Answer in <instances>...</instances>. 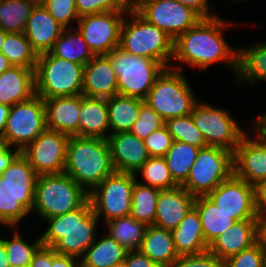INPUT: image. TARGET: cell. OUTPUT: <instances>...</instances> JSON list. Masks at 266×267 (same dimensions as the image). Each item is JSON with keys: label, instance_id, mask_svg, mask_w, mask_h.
<instances>
[{"label": "cell", "instance_id": "37", "mask_svg": "<svg viewBox=\"0 0 266 267\" xmlns=\"http://www.w3.org/2000/svg\"><path fill=\"white\" fill-rule=\"evenodd\" d=\"M160 189L135 181L131 197L130 216L147 225H154Z\"/></svg>", "mask_w": 266, "mask_h": 267}, {"label": "cell", "instance_id": "28", "mask_svg": "<svg viewBox=\"0 0 266 267\" xmlns=\"http://www.w3.org/2000/svg\"><path fill=\"white\" fill-rule=\"evenodd\" d=\"M139 250L160 267H171L179 257L171 230L148 225Z\"/></svg>", "mask_w": 266, "mask_h": 267}, {"label": "cell", "instance_id": "23", "mask_svg": "<svg viewBox=\"0 0 266 267\" xmlns=\"http://www.w3.org/2000/svg\"><path fill=\"white\" fill-rule=\"evenodd\" d=\"M46 129L78 136L81 94L44 99Z\"/></svg>", "mask_w": 266, "mask_h": 267}, {"label": "cell", "instance_id": "12", "mask_svg": "<svg viewBox=\"0 0 266 267\" xmlns=\"http://www.w3.org/2000/svg\"><path fill=\"white\" fill-rule=\"evenodd\" d=\"M136 177L134 173L114 171L89 193L88 198L98 218L103 213L107 222L130 215Z\"/></svg>", "mask_w": 266, "mask_h": 267}, {"label": "cell", "instance_id": "18", "mask_svg": "<svg viewBox=\"0 0 266 267\" xmlns=\"http://www.w3.org/2000/svg\"><path fill=\"white\" fill-rule=\"evenodd\" d=\"M257 139L243 136L233 153L234 175L256 186L266 178V129L255 120Z\"/></svg>", "mask_w": 266, "mask_h": 267}, {"label": "cell", "instance_id": "59", "mask_svg": "<svg viewBox=\"0 0 266 267\" xmlns=\"http://www.w3.org/2000/svg\"><path fill=\"white\" fill-rule=\"evenodd\" d=\"M7 34H8L7 32L3 31V30L0 28V53H1L2 46H3L4 42H5V38H6V35H7Z\"/></svg>", "mask_w": 266, "mask_h": 267}, {"label": "cell", "instance_id": "47", "mask_svg": "<svg viewBox=\"0 0 266 267\" xmlns=\"http://www.w3.org/2000/svg\"><path fill=\"white\" fill-rule=\"evenodd\" d=\"M171 267H224V261L207 250L199 254L179 256Z\"/></svg>", "mask_w": 266, "mask_h": 267}, {"label": "cell", "instance_id": "46", "mask_svg": "<svg viewBox=\"0 0 266 267\" xmlns=\"http://www.w3.org/2000/svg\"><path fill=\"white\" fill-rule=\"evenodd\" d=\"M143 141L150 157H164L174 142L165 125L153 131Z\"/></svg>", "mask_w": 266, "mask_h": 267}, {"label": "cell", "instance_id": "9", "mask_svg": "<svg viewBox=\"0 0 266 267\" xmlns=\"http://www.w3.org/2000/svg\"><path fill=\"white\" fill-rule=\"evenodd\" d=\"M117 76L118 94L145 99L165 67L150 58L135 56L120 47L106 54Z\"/></svg>", "mask_w": 266, "mask_h": 267}, {"label": "cell", "instance_id": "55", "mask_svg": "<svg viewBox=\"0 0 266 267\" xmlns=\"http://www.w3.org/2000/svg\"><path fill=\"white\" fill-rule=\"evenodd\" d=\"M11 106L0 104V136L3 134Z\"/></svg>", "mask_w": 266, "mask_h": 267}, {"label": "cell", "instance_id": "19", "mask_svg": "<svg viewBox=\"0 0 266 267\" xmlns=\"http://www.w3.org/2000/svg\"><path fill=\"white\" fill-rule=\"evenodd\" d=\"M107 141L115 171L135 174L150 158L143 139L130 132L110 134Z\"/></svg>", "mask_w": 266, "mask_h": 267}, {"label": "cell", "instance_id": "26", "mask_svg": "<svg viewBox=\"0 0 266 267\" xmlns=\"http://www.w3.org/2000/svg\"><path fill=\"white\" fill-rule=\"evenodd\" d=\"M109 117L107 99L91 98L81 94V111L79 114L78 137L106 139Z\"/></svg>", "mask_w": 266, "mask_h": 267}, {"label": "cell", "instance_id": "29", "mask_svg": "<svg viewBox=\"0 0 266 267\" xmlns=\"http://www.w3.org/2000/svg\"><path fill=\"white\" fill-rule=\"evenodd\" d=\"M143 99L114 95L107 99L110 134L129 132L137 121Z\"/></svg>", "mask_w": 266, "mask_h": 267}, {"label": "cell", "instance_id": "2", "mask_svg": "<svg viewBox=\"0 0 266 267\" xmlns=\"http://www.w3.org/2000/svg\"><path fill=\"white\" fill-rule=\"evenodd\" d=\"M98 219L88 198L73 211L45 219L49 228L40 236L42 245L60 255L80 258L95 242Z\"/></svg>", "mask_w": 266, "mask_h": 267}, {"label": "cell", "instance_id": "13", "mask_svg": "<svg viewBox=\"0 0 266 267\" xmlns=\"http://www.w3.org/2000/svg\"><path fill=\"white\" fill-rule=\"evenodd\" d=\"M191 115L207 146L220 147L234 153L246 134L227 110L197 102Z\"/></svg>", "mask_w": 266, "mask_h": 267}, {"label": "cell", "instance_id": "15", "mask_svg": "<svg viewBox=\"0 0 266 267\" xmlns=\"http://www.w3.org/2000/svg\"><path fill=\"white\" fill-rule=\"evenodd\" d=\"M69 138L66 134L45 129L21 150V154L38 175L62 173L65 170Z\"/></svg>", "mask_w": 266, "mask_h": 267}, {"label": "cell", "instance_id": "38", "mask_svg": "<svg viewBox=\"0 0 266 267\" xmlns=\"http://www.w3.org/2000/svg\"><path fill=\"white\" fill-rule=\"evenodd\" d=\"M1 53L10 61L12 66L36 68L38 55L32 49L24 33H8Z\"/></svg>", "mask_w": 266, "mask_h": 267}, {"label": "cell", "instance_id": "16", "mask_svg": "<svg viewBox=\"0 0 266 267\" xmlns=\"http://www.w3.org/2000/svg\"><path fill=\"white\" fill-rule=\"evenodd\" d=\"M224 213L236 221L258 219L255 186L234 174L207 195Z\"/></svg>", "mask_w": 266, "mask_h": 267}, {"label": "cell", "instance_id": "40", "mask_svg": "<svg viewBox=\"0 0 266 267\" xmlns=\"http://www.w3.org/2000/svg\"><path fill=\"white\" fill-rule=\"evenodd\" d=\"M174 141H181L198 148L207 147L202 132L195 126L192 115L169 118L164 124Z\"/></svg>", "mask_w": 266, "mask_h": 267}, {"label": "cell", "instance_id": "10", "mask_svg": "<svg viewBox=\"0 0 266 267\" xmlns=\"http://www.w3.org/2000/svg\"><path fill=\"white\" fill-rule=\"evenodd\" d=\"M233 174V152L207 146L199 150L188 178L181 186L195 197L207 196Z\"/></svg>", "mask_w": 266, "mask_h": 267}, {"label": "cell", "instance_id": "48", "mask_svg": "<svg viewBox=\"0 0 266 267\" xmlns=\"http://www.w3.org/2000/svg\"><path fill=\"white\" fill-rule=\"evenodd\" d=\"M53 248L41 245L33 255L29 267H52Z\"/></svg>", "mask_w": 266, "mask_h": 267}, {"label": "cell", "instance_id": "57", "mask_svg": "<svg viewBox=\"0 0 266 267\" xmlns=\"http://www.w3.org/2000/svg\"><path fill=\"white\" fill-rule=\"evenodd\" d=\"M11 67L12 65L10 61L2 53H0V74Z\"/></svg>", "mask_w": 266, "mask_h": 267}, {"label": "cell", "instance_id": "56", "mask_svg": "<svg viewBox=\"0 0 266 267\" xmlns=\"http://www.w3.org/2000/svg\"><path fill=\"white\" fill-rule=\"evenodd\" d=\"M0 267H11L7 259V252L4 246V239H0Z\"/></svg>", "mask_w": 266, "mask_h": 267}, {"label": "cell", "instance_id": "35", "mask_svg": "<svg viewBox=\"0 0 266 267\" xmlns=\"http://www.w3.org/2000/svg\"><path fill=\"white\" fill-rule=\"evenodd\" d=\"M39 0H0V28L7 33H24L27 20Z\"/></svg>", "mask_w": 266, "mask_h": 267}, {"label": "cell", "instance_id": "7", "mask_svg": "<svg viewBox=\"0 0 266 267\" xmlns=\"http://www.w3.org/2000/svg\"><path fill=\"white\" fill-rule=\"evenodd\" d=\"M181 70V66L174 65L165 68L144 99L164 121L190 115L198 101Z\"/></svg>", "mask_w": 266, "mask_h": 267}, {"label": "cell", "instance_id": "45", "mask_svg": "<svg viewBox=\"0 0 266 267\" xmlns=\"http://www.w3.org/2000/svg\"><path fill=\"white\" fill-rule=\"evenodd\" d=\"M78 16L100 14L105 12H128L120 0H76Z\"/></svg>", "mask_w": 266, "mask_h": 267}, {"label": "cell", "instance_id": "53", "mask_svg": "<svg viewBox=\"0 0 266 267\" xmlns=\"http://www.w3.org/2000/svg\"><path fill=\"white\" fill-rule=\"evenodd\" d=\"M70 255H60L53 249V262L52 267H80V260Z\"/></svg>", "mask_w": 266, "mask_h": 267}, {"label": "cell", "instance_id": "60", "mask_svg": "<svg viewBox=\"0 0 266 267\" xmlns=\"http://www.w3.org/2000/svg\"><path fill=\"white\" fill-rule=\"evenodd\" d=\"M257 121L266 129V113L259 115Z\"/></svg>", "mask_w": 266, "mask_h": 267}, {"label": "cell", "instance_id": "36", "mask_svg": "<svg viewBox=\"0 0 266 267\" xmlns=\"http://www.w3.org/2000/svg\"><path fill=\"white\" fill-rule=\"evenodd\" d=\"M200 148L190 144L174 141L164 156L173 180L182 185L190 173Z\"/></svg>", "mask_w": 266, "mask_h": 267}, {"label": "cell", "instance_id": "14", "mask_svg": "<svg viewBox=\"0 0 266 267\" xmlns=\"http://www.w3.org/2000/svg\"><path fill=\"white\" fill-rule=\"evenodd\" d=\"M135 10L173 40L202 20L194 10L175 0H143Z\"/></svg>", "mask_w": 266, "mask_h": 267}, {"label": "cell", "instance_id": "32", "mask_svg": "<svg viewBox=\"0 0 266 267\" xmlns=\"http://www.w3.org/2000/svg\"><path fill=\"white\" fill-rule=\"evenodd\" d=\"M236 78L238 83L240 81L242 83L240 79H243L250 82L252 86L258 81H266V42L238 48Z\"/></svg>", "mask_w": 266, "mask_h": 267}, {"label": "cell", "instance_id": "4", "mask_svg": "<svg viewBox=\"0 0 266 267\" xmlns=\"http://www.w3.org/2000/svg\"><path fill=\"white\" fill-rule=\"evenodd\" d=\"M38 176L21 153L0 174V225L15 227L31 214Z\"/></svg>", "mask_w": 266, "mask_h": 267}, {"label": "cell", "instance_id": "27", "mask_svg": "<svg viewBox=\"0 0 266 267\" xmlns=\"http://www.w3.org/2000/svg\"><path fill=\"white\" fill-rule=\"evenodd\" d=\"M171 232L179 256L199 254L208 250L209 245L204 239L200 216L195 207L189 210Z\"/></svg>", "mask_w": 266, "mask_h": 267}, {"label": "cell", "instance_id": "5", "mask_svg": "<svg viewBox=\"0 0 266 267\" xmlns=\"http://www.w3.org/2000/svg\"><path fill=\"white\" fill-rule=\"evenodd\" d=\"M124 18L119 47L135 56L150 58L170 68L174 55V40L163 30L144 19L135 9H129Z\"/></svg>", "mask_w": 266, "mask_h": 267}, {"label": "cell", "instance_id": "61", "mask_svg": "<svg viewBox=\"0 0 266 267\" xmlns=\"http://www.w3.org/2000/svg\"><path fill=\"white\" fill-rule=\"evenodd\" d=\"M111 267H127V265H126V262L123 261V262H120V263H118V264H114V265L111 266Z\"/></svg>", "mask_w": 266, "mask_h": 267}, {"label": "cell", "instance_id": "39", "mask_svg": "<svg viewBox=\"0 0 266 267\" xmlns=\"http://www.w3.org/2000/svg\"><path fill=\"white\" fill-rule=\"evenodd\" d=\"M142 174L146 181L144 185L160 190L171 189L178 184L173 180L164 157H150L135 173Z\"/></svg>", "mask_w": 266, "mask_h": 267}, {"label": "cell", "instance_id": "54", "mask_svg": "<svg viewBox=\"0 0 266 267\" xmlns=\"http://www.w3.org/2000/svg\"><path fill=\"white\" fill-rule=\"evenodd\" d=\"M257 240L266 253V216L258 217V234Z\"/></svg>", "mask_w": 266, "mask_h": 267}, {"label": "cell", "instance_id": "11", "mask_svg": "<svg viewBox=\"0 0 266 267\" xmlns=\"http://www.w3.org/2000/svg\"><path fill=\"white\" fill-rule=\"evenodd\" d=\"M46 129L44 99L38 95L11 106L0 143L20 151Z\"/></svg>", "mask_w": 266, "mask_h": 267}, {"label": "cell", "instance_id": "30", "mask_svg": "<svg viewBox=\"0 0 266 267\" xmlns=\"http://www.w3.org/2000/svg\"><path fill=\"white\" fill-rule=\"evenodd\" d=\"M194 207L199 213L204 239L208 245L236 222L232 215L220 210L208 196H197Z\"/></svg>", "mask_w": 266, "mask_h": 267}, {"label": "cell", "instance_id": "6", "mask_svg": "<svg viewBox=\"0 0 266 267\" xmlns=\"http://www.w3.org/2000/svg\"><path fill=\"white\" fill-rule=\"evenodd\" d=\"M88 195L65 172L42 174L37 179L32 211L45 220L79 208Z\"/></svg>", "mask_w": 266, "mask_h": 267}, {"label": "cell", "instance_id": "50", "mask_svg": "<svg viewBox=\"0 0 266 267\" xmlns=\"http://www.w3.org/2000/svg\"><path fill=\"white\" fill-rule=\"evenodd\" d=\"M175 1L194 10L202 19L217 17L209 13L208 0H175Z\"/></svg>", "mask_w": 266, "mask_h": 267}, {"label": "cell", "instance_id": "17", "mask_svg": "<svg viewBox=\"0 0 266 267\" xmlns=\"http://www.w3.org/2000/svg\"><path fill=\"white\" fill-rule=\"evenodd\" d=\"M125 13L105 12L79 17L77 29L94 55H106L119 47Z\"/></svg>", "mask_w": 266, "mask_h": 267}, {"label": "cell", "instance_id": "49", "mask_svg": "<svg viewBox=\"0 0 266 267\" xmlns=\"http://www.w3.org/2000/svg\"><path fill=\"white\" fill-rule=\"evenodd\" d=\"M124 261L126 262L127 267H160L145 256L140 250L128 251Z\"/></svg>", "mask_w": 266, "mask_h": 267}, {"label": "cell", "instance_id": "51", "mask_svg": "<svg viewBox=\"0 0 266 267\" xmlns=\"http://www.w3.org/2000/svg\"><path fill=\"white\" fill-rule=\"evenodd\" d=\"M10 146L2 145L0 143V174L12 163V161L21 153L19 149L15 147L13 149Z\"/></svg>", "mask_w": 266, "mask_h": 267}, {"label": "cell", "instance_id": "31", "mask_svg": "<svg viewBox=\"0 0 266 267\" xmlns=\"http://www.w3.org/2000/svg\"><path fill=\"white\" fill-rule=\"evenodd\" d=\"M105 235L100 240L96 238L86 250L80 259V267H111L125 260L128 251L108 234Z\"/></svg>", "mask_w": 266, "mask_h": 267}, {"label": "cell", "instance_id": "44", "mask_svg": "<svg viewBox=\"0 0 266 267\" xmlns=\"http://www.w3.org/2000/svg\"><path fill=\"white\" fill-rule=\"evenodd\" d=\"M224 267H266V255L257 241L251 247L227 258Z\"/></svg>", "mask_w": 266, "mask_h": 267}, {"label": "cell", "instance_id": "52", "mask_svg": "<svg viewBox=\"0 0 266 267\" xmlns=\"http://www.w3.org/2000/svg\"><path fill=\"white\" fill-rule=\"evenodd\" d=\"M256 205L259 216H266V178L255 186Z\"/></svg>", "mask_w": 266, "mask_h": 267}, {"label": "cell", "instance_id": "24", "mask_svg": "<svg viewBox=\"0 0 266 267\" xmlns=\"http://www.w3.org/2000/svg\"><path fill=\"white\" fill-rule=\"evenodd\" d=\"M63 27L38 2L27 20L24 30L32 49L41 55L50 52Z\"/></svg>", "mask_w": 266, "mask_h": 267}, {"label": "cell", "instance_id": "43", "mask_svg": "<svg viewBox=\"0 0 266 267\" xmlns=\"http://www.w3.org/2000/svg\"><path fill=\"white\" fill-rule=\"evenodd\" d=\"M165 121L145 102L141 105L137 121L130 129V133L140 139H145L153 131L164 126Z\"/></svg>", "mask_w": 266, "mask_h": 267}, {"label": "cell", "instance_id": "58", "mask_svg": "<svg viewBox=\"0 0 266 267\" xmlns=\"http://www.w3.org/2000/svg\"><path fill=\"white\" fill-rule=\"evenodd\" d=\"M128 9H135L139 5V0H120Z\"/></svg>", "mask_w": 266, "mask_h": 267}, {"label": "cell", "instance_id": "8", "mask_svg": "<svg viewBox=\"0 0 266 267\" xmlns=\"http://www.w3.org/2000/svg\"><path fill=\"white\" fill-rule=\"evenodd\" d=\"M84 66L53 56L38 55L35 68V94L43 99L82 94Z\"/></svg>", "mask_w": 266, "mask_h": 267}, {"label": "cell", "instance_id": "33", "mask_svg": "<svg viewBox=\"0 0 266 267\" xmlns=\"http://www.w3.org/2000/svg\"><path fill=\"white\" fill-rule=\"evenodd\" d=\"M73 32L69 27L64 28L50 53L53 56L85 66L95 55L89 49L79 30L76 28Z\"/></svg>", "mask_w": 266, "mask_h": 267}, {"label": "cell", "instance_id": "42", "mask_svg": "<svg viewBox=\"0 0 266 267\" xmlns=\"http://www.w3.org/2000/svg\"><path fill=\"white\" fill-rule=\"evenodd\" d=\"M39 3L63 28H68L72 20H79L76 0H39Z\"/></svg>", "mask_w": 266, "mask_h": 267}, {"label": "cell", "instance_id": "21", "mask_svg": "<svg viewBox=\"0 0 266 267\" xmlns=\"http://www.w3.org/2000/svg\"><path fill=\"white\" fill-rule=\"evenodd\" d=\"M195 198L181 185L160 190L154 226L168 230L176 228L194 207Z\"/></svg>", "mask_w": 266, "mask_h": 267}, {"label": "cell", "instance_id": "1", "mask_svg": "<svg viewBox=\"0 0 266 267\" xmlns=\"http://www.w3.org/2000/svg\"><path fill=\"white\" fill-rule=\"evenodd\" d=\"M231 23L219 17L200 20L174 40L172 61H181L201 70H206L212 63L224 61L237 74L238 48L229 46L221 31Z\"/></svg>", "mask_w": 266, "mask_h": 267}, {"label": "cell", "instance_id": "25", "mask_svg": "<svg viewBox=\"0 0 266 267\" xmlns=\"http://www.w3.org/2000/svg\"><path fill=\"white\" fill-rule=\"evenodd\" d=\"M35 69L12 66L0 74V104L13 106L35 96Z\"/></svg>", "mask_w": 266, "mask_h": 267}, {"label": "cell", "instance_id": "20", "mask_svg": "<svg viewBox=\"0 0 266 267\" xmlns=\"http://www.w3.org/2000/svg\"><path fill=\"white\" fill-rule=\"evenodd\" d=\"M257 234L258 219L236 221L209 244L208 250L225 261L255 244L258 241Z\"/></svg>", "mask_w": 266, "mask_h": 267}, {"label": "cell", "instance_id": "22", "mask_svg": "<svg viewBox=\"0 0 266 267\" xmlns=\"http://www.w3.org/2000/svg\"><path fill=\"white\" fill-rule=\"evenodd\" d=\"M117 94V76L109 58L95 55L84 66L82 95L108 99Z\"/></svg>", "mask_w": 266, "mask_h": 267}, {"label": "cell", "instance_id": "3", "mask_svg": "<svg viewBox=\"0 0 266 267\" xmlns=\"http://www.w3.org/2000/svg\"><path fill=\"white\" fill-rule=\"evenodd\" d=\"M114 171L106 139L70 136L64 172L88 194Z\"/></svg>", "mask_w": 266, "mask_h": 267}, {"label": "cell", "instance_id": "34", "mask_svg": "<svg viewBox=\"0 0 266 267\" xmlns=\"http://www.w3.org/2000/svg\"><path fill=\"white\" fill-rule=\"evenodd\" d=\"M107 234L127 251L139 250L148 225L129 216L107 221Z\"/></svg>", "mask_w": 266, "mask_h": 267}, {"label": "cell", "instance_id": "41", "mask_svg": "<svg viewBox=\"0 0 266 267\" xmlns=\"http://www.w3.org/2000/svg\"><path fill=\"white\" fill-rule=\"evenodd\" d=\"M41 245V237H38L33 243H27L17 230L12 240L4 239L7 259L11 267H29L33 255Z\"/></svg>", "mask_w": 266, "mask_h": 267}]
</instances>
